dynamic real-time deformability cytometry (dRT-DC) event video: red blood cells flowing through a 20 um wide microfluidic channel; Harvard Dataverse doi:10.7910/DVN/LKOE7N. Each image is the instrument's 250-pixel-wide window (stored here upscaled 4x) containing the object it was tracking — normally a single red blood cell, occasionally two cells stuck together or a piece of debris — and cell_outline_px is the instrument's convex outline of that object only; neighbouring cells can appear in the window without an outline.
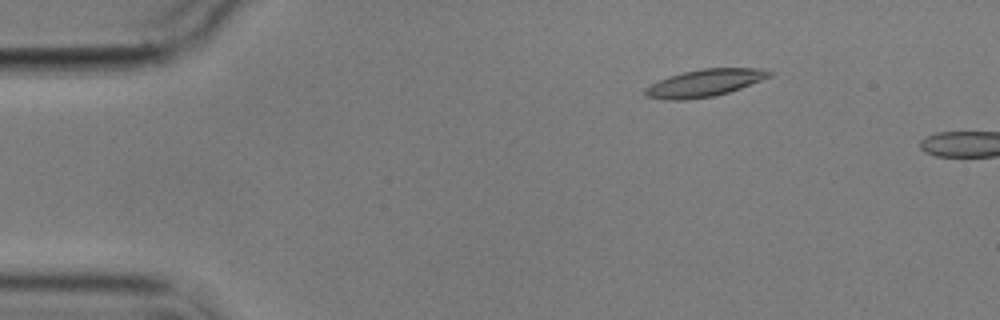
{"species": "common noctule bat (a hibernating species)", "species_latin": "Nyctalus noctula", "temperature_condition": "cold", "stored_images_in_passage": 7, "camera_frame_rate_fps": 3000, "um_per_image_px": 0.085, "animal": {"sex": "male", "body_mass_g": 17.9}, "frame": {"image": 1, "passage_image": 2, "time_ms": 2.333, "image_size_px": [1000, 320], "cell_outline_px": [[776, 72], [772, 76], [740, 88], [728, 92], [712, 96], [684, 100], [664, 100], [644, 96], [644, 88], [668, 76], [684, 72], [704, 68], [764, 68]], "centroid_in_image_um": [59.91, 7.05], "position_along_channel_um": 25.1, "area_um2": 19.77}}
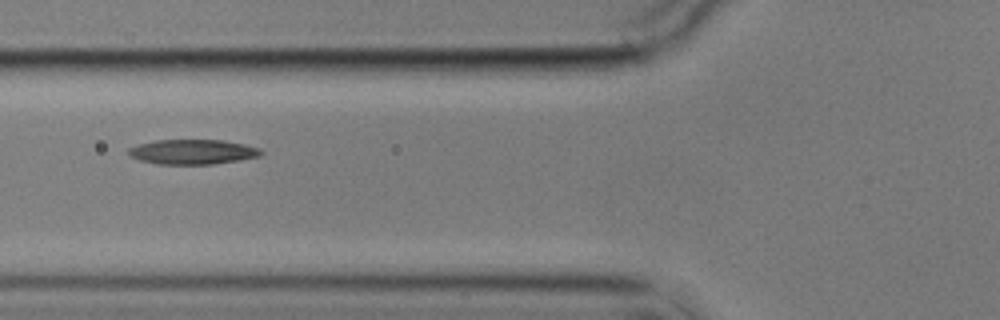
{"frame": {"image": 2, "passage_image": 6, "time_ms": 6.667, "image_size_px": [1000, 320], "cell_outline_px": [[264, 152], [260, 156], [240, 160], [212, 164], [160, 164], [140, 160], [132, 156], [128, 152], [128, 148], [140, 144], [156, 140], [224, 140], [244, 144], [260, 148]], "centroid_in_image_um": [16.42, 12.9], "position_along_channel_um": 109.4, "area_um2": 19.07}}
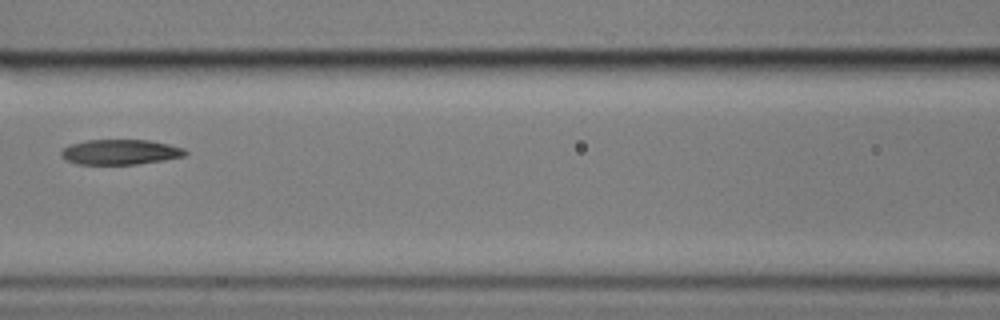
{"frame": {"image": 3, "passage_image": 7, "time_ms": 8.0, "image_size_px": [1000, 320], "cell_outline_px": [[188, 152], [184, 156], [164, 160], [136, 164], [76, 164], [64, 160], [60, 156], [60, 152], [64, 148], [72, 144], [88, 140], [148, 140], [168, 144], [184, 148]], "centroid_in_image_um": [10.21, 12.93], "position_along_channel_um": 156.4, "area_um2": 18.15}}